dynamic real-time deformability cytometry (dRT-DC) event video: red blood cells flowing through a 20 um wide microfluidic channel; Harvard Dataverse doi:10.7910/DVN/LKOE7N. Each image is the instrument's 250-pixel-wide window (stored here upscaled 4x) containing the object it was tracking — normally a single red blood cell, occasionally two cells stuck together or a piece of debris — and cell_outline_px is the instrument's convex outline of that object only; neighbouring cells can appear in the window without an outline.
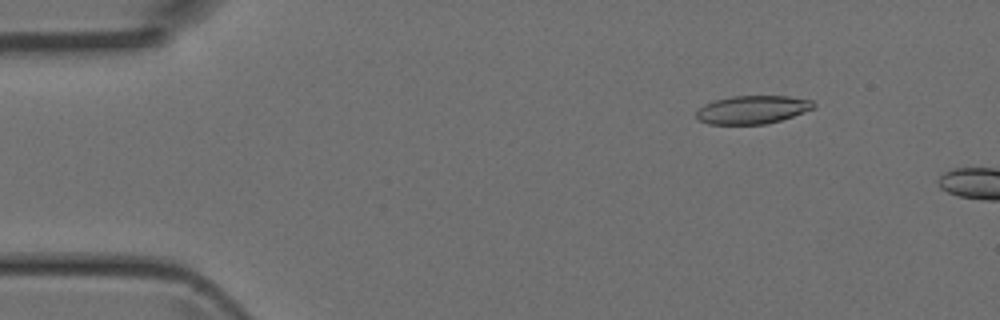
{"species": "Egyptian fruit bat (a non-hibernating species)", "species_latin": "Rousettus aegyptiacus", "temperature_condition": "room temperature", "stored_images_in_passage": 3, "camera_frame_rate_fps": 3000, "um_per_image_px": 0.085, "animal": {"sex": "female"}, "frame": {"image": 1, "passage_image": 2, "time_ms": 0.333, "image_size_px": [1000, 320], "cell_outline_px": [[816, 108], [780, 120], [764, 124], [708, 124], [700, 120], [696, 116], [696, 112], [704, 104], [716, 100], [732, 96], [788, 96], [812, 100], [816, 104]], "centroid_in_image_um": [63.99, 9.32], "position_along_channel_um": 21.0, "area_um2": 19.19}}